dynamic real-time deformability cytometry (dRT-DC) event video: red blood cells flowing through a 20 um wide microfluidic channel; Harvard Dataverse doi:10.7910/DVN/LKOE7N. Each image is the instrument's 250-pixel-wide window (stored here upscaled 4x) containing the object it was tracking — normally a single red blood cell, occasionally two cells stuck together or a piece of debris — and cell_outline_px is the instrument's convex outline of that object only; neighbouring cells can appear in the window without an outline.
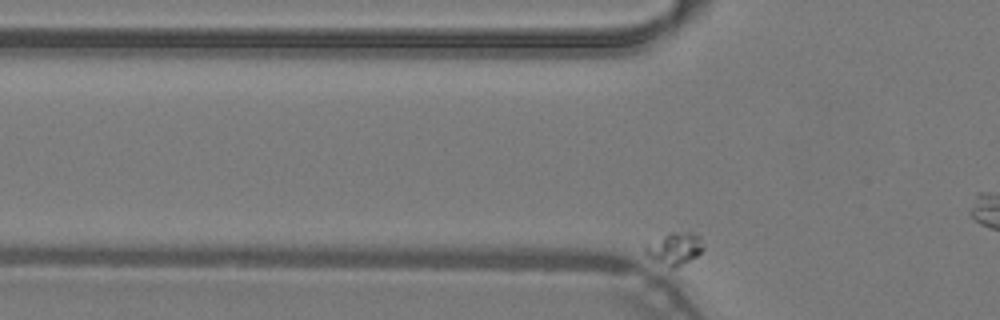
{"species": "common noctule bat (a hibernating species)", "species_latin": "Nyctalus noctula", "temperature_condition": "warm", "stored_images_in_passage": 50, "camera_frame_rate_fps": 3000, "um_per_image_px": 0.085, "animal": {"sex": "male", "body_mass_g": 19.2, "forearm_length_mm": 51.8}, "frame": {"image": 1, "passage_image": 7, "time_ms": 2.0, "image_size_px": [1000, 320], "cell_outline_px": [[704, 248], [696, 256], [676, 268], [672, 268], [648, 256], [644, 252], [644, 244], [668, 232], [688, 232], [700, 236]], "centroid_in_image_um": [57.32, 21.1], "position_along_channel_um": 68.5, "area_um2": 10.87}}
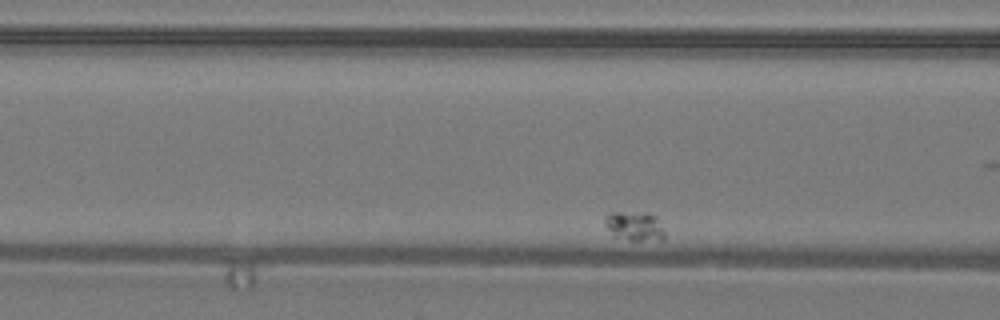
{"frame": {"image": 2, "passage_image": 12, "time_ms": 3.667, "image_size_px": [1000, 320], "cell_outline_px": [[664, 240], [660, 244], [628, 240], [612, 236], [604, 224], [604, 216], [608, 212], [648, 212], [656, 216], [664, 232]], "centroid_in_image_um": [53.96, 19.27], "position_along_channel_um": 112.6, "area_um2": 10.98}}
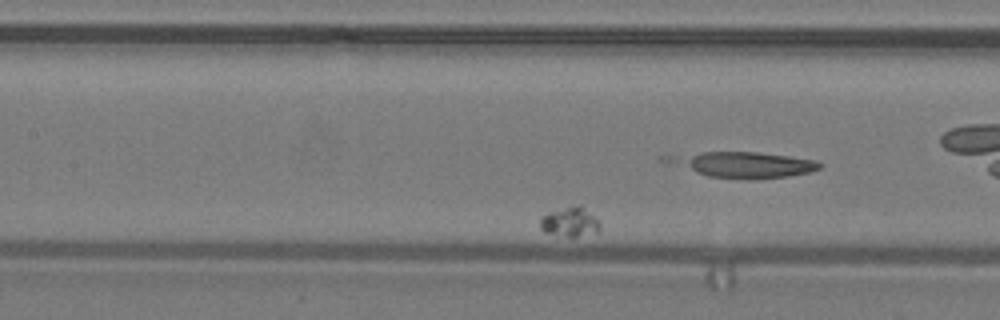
{"frame": {"image": 3, "passage_image": 17, "time_ms": 5.333, "image_size_px": [1000, 320], "cell_outline_px": [[600, 232], [576, 236], [568, 236], [544, 232], [540, 228], [540, 216], [548, 212], [580, 204], [600, 224]], "centroid_in_image_um": [48.41, 18.87], "position_along_channel_um": 159.0, "area_um2": 10.06}}